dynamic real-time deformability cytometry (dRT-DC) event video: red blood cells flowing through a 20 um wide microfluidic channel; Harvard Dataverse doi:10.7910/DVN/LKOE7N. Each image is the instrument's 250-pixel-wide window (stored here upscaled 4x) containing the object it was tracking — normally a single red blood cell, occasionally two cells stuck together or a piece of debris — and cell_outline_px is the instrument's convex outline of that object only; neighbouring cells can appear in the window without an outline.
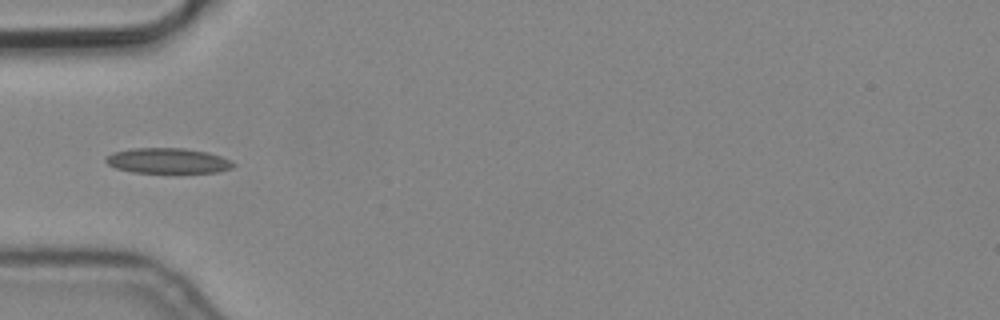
{"species": "common noctule bat (a hibernating species)", "species_latin": "Nyctalus noctula", "temperature_condition": "cold", "stored_images_in_passage": 6, "camera_frame_rate_fps": 3000, "um_per_image_px": 0.085, "animal": {"sex": "male", "body_mass_g": 19.2, "forearm_length_mm": 51.8}, "frame": {"image": 1, "passage_image": 4, "time_ms": 1.0, "image_size_px": [1000, 320], "cell_outline_px": [[236, 164], [232, 168], [216, 172], [132, 172], [116, 168], [108, 164], [104, 160], [104, 156], [112, 152], [132, 148], [184, 148], [208, 152], [232, 160]], "centroid_in_image_um": [14.24, 13.65], "position_along_channel_um": 70.8, "area_um2": 18.84}}
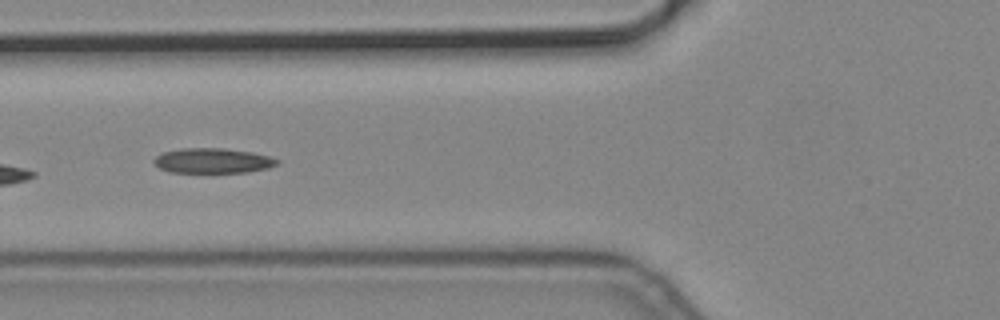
{"frame": {"image": 2, "passage_image": 5, "time_ms": 1.333, "image_size_px": [1000, 320], "cell_outline_px": [[280, 164], [268, 168], [248, 172], [168, 172], [160, 168], [152, 160], [160, 152], [180, 148], [224, 148], [252, 152], [268, 156], [280, 160]], "centroid_in_image_um": [18.08, 13.65], "position_along_channel_um": 107.7, "area_um2": 18.09}}
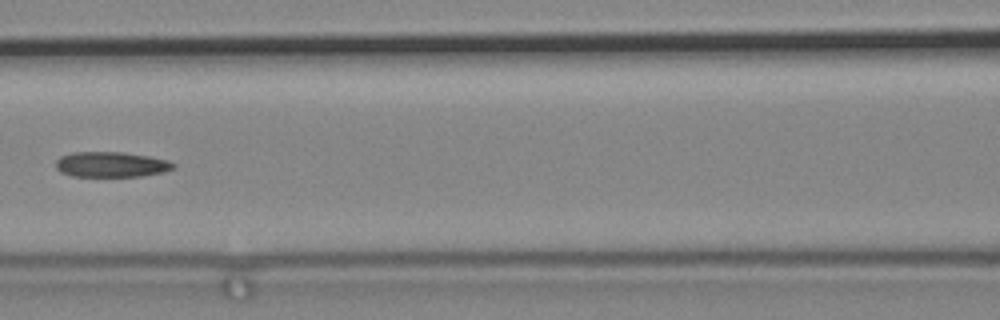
{"frame": {"image": 3, "passage_image": 6, "time_ms": 1.667, "image_size_px": [1000, 320], "cell_outline_px": [[176, 168], [160, 172], [140, 176], [72, 176], [60, 172], [56, 168], [56, 160], [60, 156], [72, 152], [124, 152], [148, 156], [168, 160], [176, 164]], "centroid_in_image_um": [9.43, 13.97], "position_along_channel_um": 157.2, "area_um2": 17.34}}